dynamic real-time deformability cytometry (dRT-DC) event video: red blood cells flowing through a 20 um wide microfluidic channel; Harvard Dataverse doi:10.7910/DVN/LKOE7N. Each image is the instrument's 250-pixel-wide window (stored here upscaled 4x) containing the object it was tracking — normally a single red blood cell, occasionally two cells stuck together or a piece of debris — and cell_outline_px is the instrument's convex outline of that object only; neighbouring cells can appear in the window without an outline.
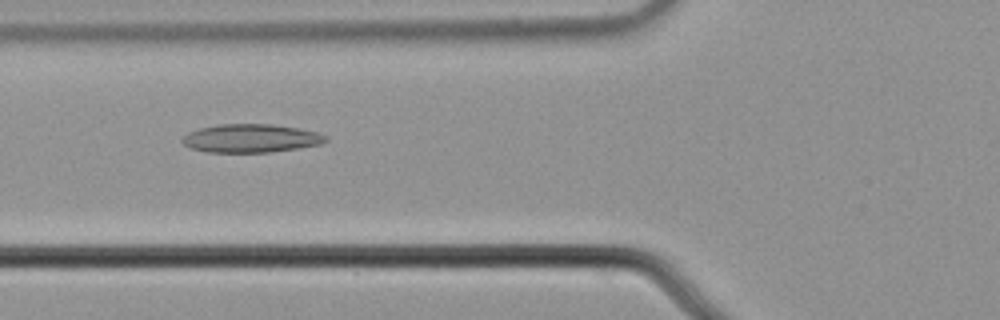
{"species": "common noctule bat (a hibernating species)", "species_latin": "Nyctalus noctula", "temperature_condition": "cold", "stored_images_in_passage": 53, "camera_frame_rate_fps": 3000, "um_per_image_px": 0.085, "animal": {"sex": "male", "body_mass_g": 21.5, "forearm_length_mm": 52.0}, "frame": {"image": 1, "passage_image": 19, "time_ms": 6.0, "image_size_px": [1000, 320], "cell_outline_px": [[328, 140], [320, 144], [300, 148], [268, 152], [208, 152], [188, 148], [180, 140], [188, 132], [200, 128], [220, 124], [272, 124], [300, 128], [316, 132], [328, 136]], "centroid_in_image_um": [21.32, 11.75], "position_along_channel_um": 104.5, "area_um2": 23.81}}
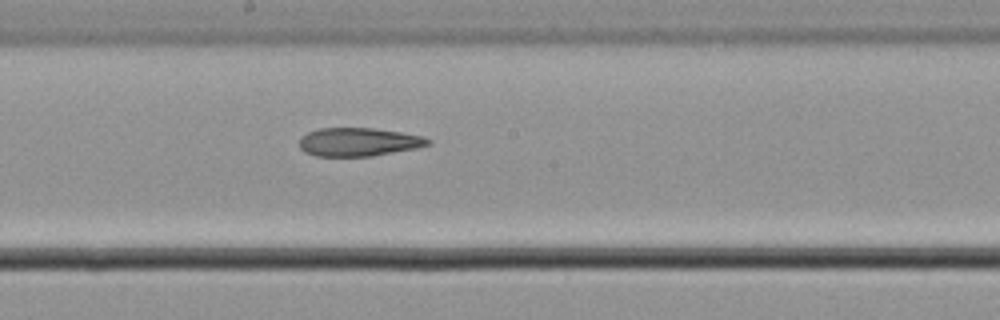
{"frame": {"image": 2, "passage_image": 28, "time_ms": 9.0, "image_size_px": [1000, 320], "cell_outline_px": [[432, 144], [416, 148], [372, 156], [316, 156], [304, 152], [300, 148], [300, 136], [316, 128], [372, 128], [400, 132], [424, 136], [432, 140]], "centroid_in_image_um": [30.48, 12.06], "position_along_channel_um": 217.7, "area_um2": 21.44}}
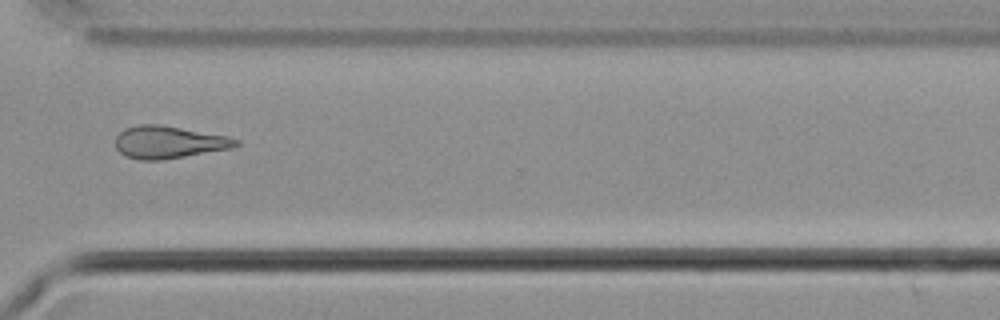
{"frame": {"image": 3, "passage_image": 39, "time_ms": 12.667, "image_size_px": [1000, 320], "cell_outline_px": [[240, 144], [232, 148], [160, 160], [140, 160], [124, 156], [116, 148], [116, 136], [124, 128], [136, 124], [160, 124], [228, 136], [240, 140]], "centroid_in_image_um": [14.33, 12.07], "position_along_channel_um": 356.3, "area_um2": 22.83}}